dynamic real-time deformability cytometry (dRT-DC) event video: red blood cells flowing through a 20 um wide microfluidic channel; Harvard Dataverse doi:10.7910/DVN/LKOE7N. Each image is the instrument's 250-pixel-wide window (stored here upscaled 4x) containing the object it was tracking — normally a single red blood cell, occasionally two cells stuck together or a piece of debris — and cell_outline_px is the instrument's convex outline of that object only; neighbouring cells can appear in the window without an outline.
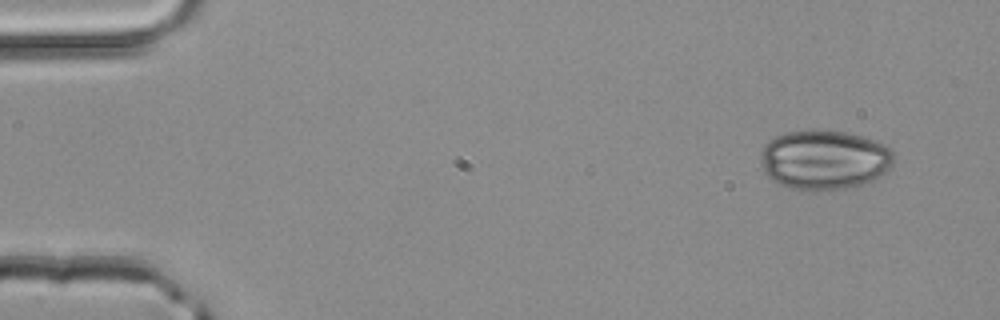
{"species": "common noctule bat (a hibernating species)", "species_latin": "Nyctalus noctula", "temperature_condition": "room temperature", "stored_images_in_passage": 3, "camera_frame_rate_fps": 3000, "um_per_image_px": 0.085, "animal": {"sex": "male", "body_mass_g": 20.4}, "frame": {"image": 1, "passage_image": 1, "time_ms": 0.0, "image_size_px": [1000, 320], "cell_outline_px": [[892, 168], [880, 176], [864, 184], [844, 188], [800, 192], [780, 184], [772, 180], [764, 172], [760, 160], [760, 156], [764, 148], [776, 136], [788, 132], [844, 132], [860, 136], [884, 144], [892, 152]], "centroid_in_image_um": [70.06, 13.64], "position_along_channel_um": 14.9, "area_um2": 45.6}}